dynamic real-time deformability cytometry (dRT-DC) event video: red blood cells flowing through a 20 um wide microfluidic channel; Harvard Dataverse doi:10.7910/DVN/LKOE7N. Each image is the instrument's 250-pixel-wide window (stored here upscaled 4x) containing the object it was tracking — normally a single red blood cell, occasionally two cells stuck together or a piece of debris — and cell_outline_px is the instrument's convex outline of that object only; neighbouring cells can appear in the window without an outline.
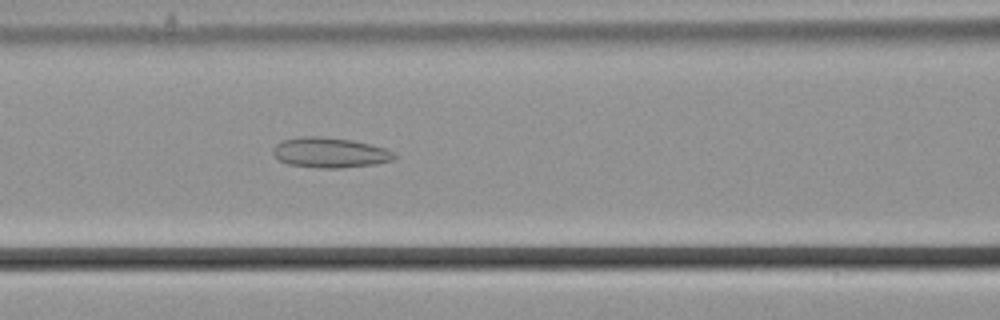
{"species": "common noctule bat (a hibernating species)", "species_latin": "Nyctalus noctula", "temperature_condition": "cold", "stored_images_in_passage": 56, "camera_frame_rate_fps": 3000, "um_per_image_px": 0.085, "animal": {"sex": "male", "body_mass_g": 21.5, "forearm_length_mm": 52.0}, "frame": {"image": 1, "passage_image": 24, "time_ms": 7.667, "image_size_px": [1000, 320], "cell_outline_px": [[396, 156], [392, 160], [376, 164], [340, 168], [320, 168], [288, 164], [280, 160], [272, 152], [272, 148], [276, 144], [284, 140], [300, 136], [324, 136], [352, 140], [384, 148], [392, 152]], "centroid_in_image_um": [28.01, 12.97], "position_along_channel_um": 138.6, "area_um2": 21.21}}
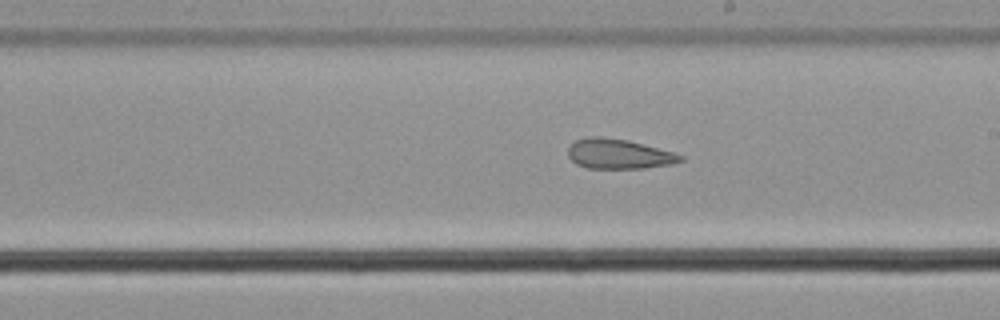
{"frame": {"image": 2, "passage_image": 32, "time_ms": 10.333, "image_size_px": [1000, 320], "cell_outline_px": [[684, 160], [672, 164], [644, 168], [588, 168], [576, 164], [568, 156], [568, 148], [576, 140], [588, 136], [604, 136], [628, 140], [672, 152], [684, 156]], "centroid_in_image_um": [52.58, 13.08], "position_along_channel_um": 236.4, "area_um2": 19.54}}
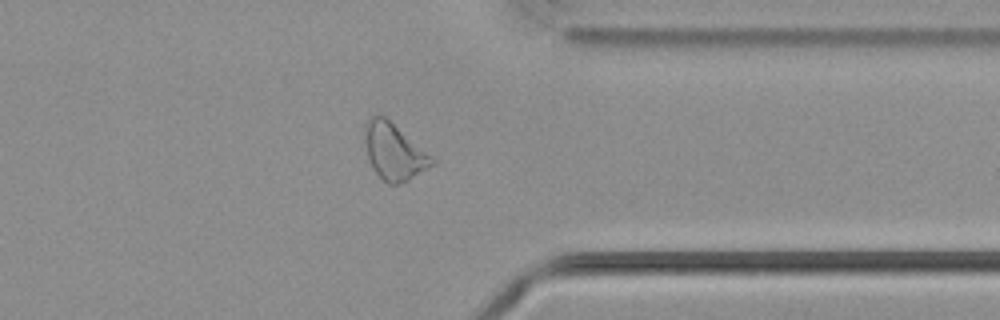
{"frame": {"image": 3, "passage_image": 44, "time_ms": 14.333, "image_size_px": [1000, 320], "cell_outline_px": [[436, 164], [408, 180], [396, 184], [388, 184], [372, 168], [368, 156], [364, 132], [364, 128], [368, 116], [376, 112], [384, 116], [436, 160]], "centroid_in_image_um": [33.47, 12.86], "position_along_channel_um": 377.9, "area_um2": 21.85}, "authors_computed_cell_mechanics": {"area_um2": 24.4783, "velocity_mm_per_s": 3.6747, "shape_relaxation_time_tau1_ms": null, "shape_relaxation_time_tau2_ms": 4.833, "deformation_change_tau1": null, "deformation_change_tau2": 0.1455}}